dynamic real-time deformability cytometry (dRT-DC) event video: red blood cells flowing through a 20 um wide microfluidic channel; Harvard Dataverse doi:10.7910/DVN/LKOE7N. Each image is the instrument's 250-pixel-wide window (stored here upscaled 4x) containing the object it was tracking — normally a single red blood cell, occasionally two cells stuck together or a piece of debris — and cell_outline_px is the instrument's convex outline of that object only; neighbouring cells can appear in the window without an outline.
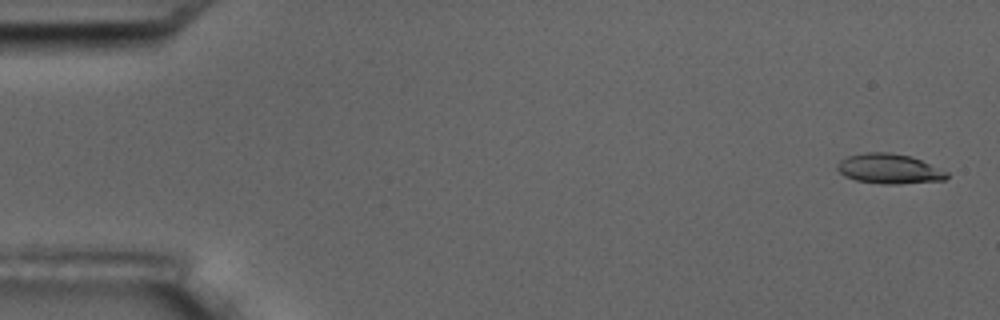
{"species": "common noctule bat (a hibernating species)", "species_latin": "Nyctalus noctula", "temperature_condition": "room temperature", "stored_images_in_passage": 4, "camera_frame_rate_fps": 3000, "um_per_image_px": 0.085, "animal": {"sex": "male", "body_mass_g": 17.5, "forearm_length_mm": 52.3}, "frame": {"image": 1, "passage_image": 1, "time_ms": 0.0, "image_size_px": [1000, 320], "cell_outline_px": [[948, 176], [944, 180], [900, 184], [880, 184], [856, 180], [844, 176], [836, 168], [836, 164], [840, 160], [848, 156], [864, 152], [888, 152], [912, 156], [948, 172]], "centroid_in_image_um": [75.56, 14.34], "position_along_channel_um": 9.4, "area_um2": 19.19}}
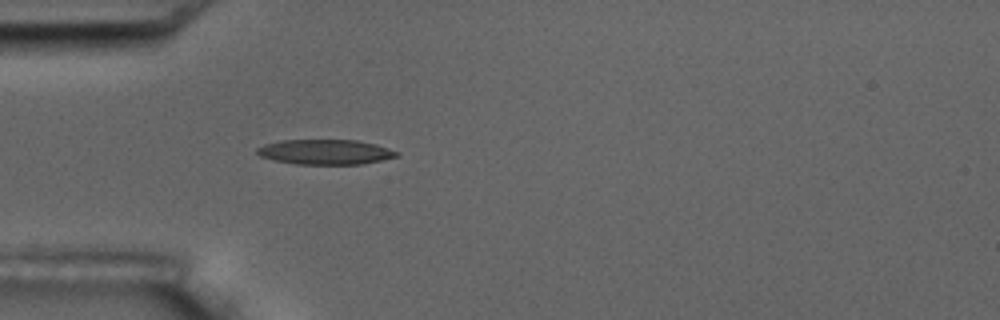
{"frame": {"image": 2, "passage_image": 4, "time_ms": 5.0, "image_size_px": [1000, 320], "cell_outline_px": [[400, 156], [364, 164], [296, 164], [276, 160], [260, 156], [256, 152], [256, 148], [264, 144], [280, 140], [356, 140], [376, 144], [400, 152]], "centroid_in_image_um": [27.68, 12.91], "position_along_channel_um": 57.3, "area_um2": 20.4}}